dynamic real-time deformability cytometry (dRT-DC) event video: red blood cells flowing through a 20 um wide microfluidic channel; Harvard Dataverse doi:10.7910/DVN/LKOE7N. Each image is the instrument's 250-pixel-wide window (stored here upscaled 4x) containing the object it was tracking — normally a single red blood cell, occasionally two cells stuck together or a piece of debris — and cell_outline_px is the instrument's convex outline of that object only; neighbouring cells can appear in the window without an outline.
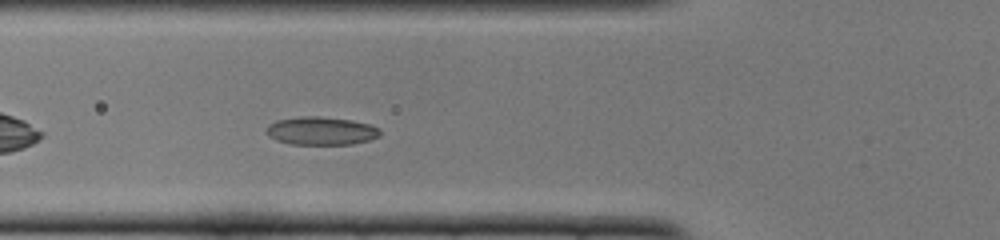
{"species": "common noctule bat (a hibernating species)", "species_latin": "Nyctalus noctula", "temperature_condition": "cold", "stored_images_in_passage": 32, "camera_frame_rate_fps": 3000, "um_per_image_px": 0.085, "animal": {"sex": "female", "body_mass_g": 22.0, "forearm_length_mm": 56.7}, "frame": {"image": 1, "passage_image": 6, "time_ms": 1.667, "image_size_px": [1000, 240], "cell_outline_px": [[380, 136], [368, 140], [352, 144], [292, 144], [276, 140], [268, 136], [264, 132], [268, 124], [276, 120], [300, 116], [320, 116], [352, 120], [368, 124], [380, 128]], "centroid_in_image_um": [27.26, 11.11], "position_along_channel_um": 98.5, "area_um2": 18.79}}
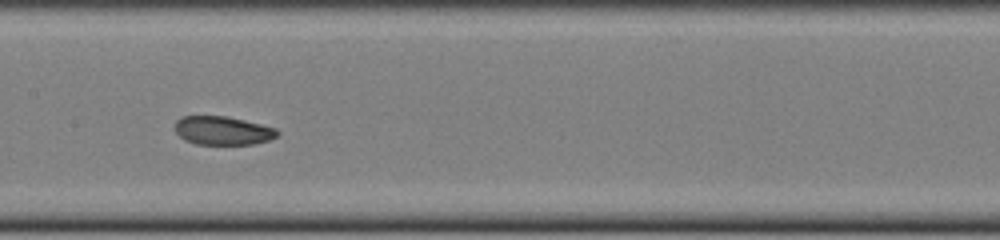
{"frame": {"image": 2, "passage_image": 13, "time_ms": 4.0, "image_size_px": [1000, 240], "cell_outline_px": [[280, 132], [276, 136], [268, 140], [252, 144], [196, 144], [184, 140], [176, 132], [176, 120], [180, 116], [224, 116], [244, 120], [276, 128]], "centroid_in_image_um": [18.92, 11.1], "position_along_channel_um": 188.5, "area_um2": 16.94}}
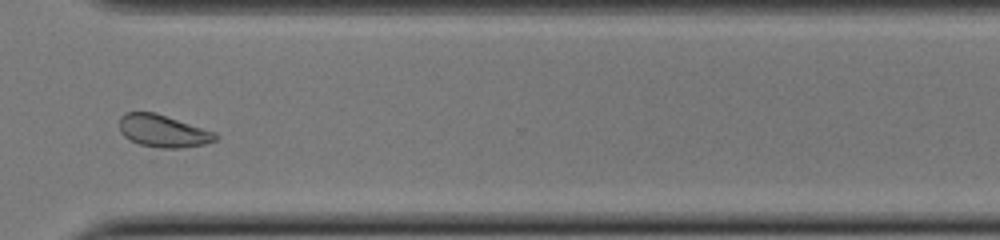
{"frame": {"image": 3, "passage_image": 26, "time_ms": 8.333, "image_size_px": [1000, 240], "cell_outline_px": [[220, 136], [216, 140], [204, 144], [184, 148], [160, 148], [140, 144], [124, 136], [120, 132], [120, 116], [124, 112], [156, 112], [216, 132]], "centroid_in_image_um": [13.89, 11.13], "position_along_channel_um": 356.7, "area_um2": 18.26}, "authors_computed_cell_mechanics": {"area_um2": 18.0047, "velocity_mm_per_s": 3.8679, "shape_relaxation_time_tau1_ms": 5.844, "shape_relaxation_time_tau2_ms": 3.0124, "deformation_change_tau1": 0.1476, "deformation_change_tau2": 0.0885}}